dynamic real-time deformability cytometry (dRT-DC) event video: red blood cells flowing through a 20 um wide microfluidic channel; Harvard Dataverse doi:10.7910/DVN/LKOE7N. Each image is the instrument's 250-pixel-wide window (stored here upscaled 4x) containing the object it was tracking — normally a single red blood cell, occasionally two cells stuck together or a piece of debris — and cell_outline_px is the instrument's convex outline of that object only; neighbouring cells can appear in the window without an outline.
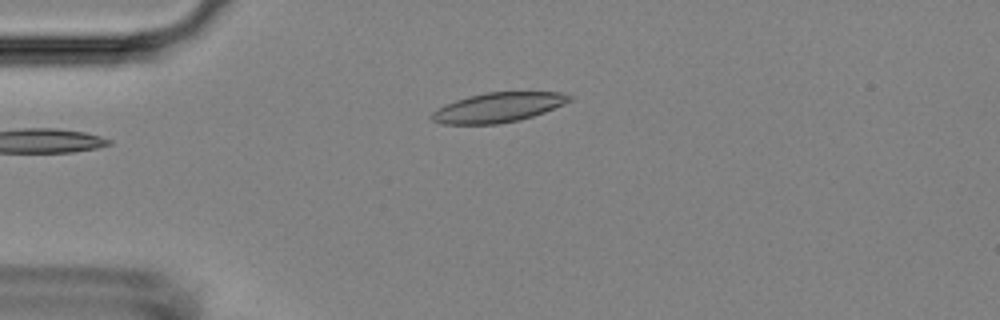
{"species": "Egyptian fruit bat (a non-hibernating species)", "species_latin": "Rousettus aegyptiacus", "temperature_condition": "room temperature", "stored_images_in_passage": 40, "camera_frame_rate_fps": 3000, "um_per_image_px": 0.085, "animal": {"sex": "female"}, "frame": {"image": 1, "passage_image": 1, "time_ms": 0.0, "image_size_px": [1000, 320], "cell_outline_px": [[576, 96], [572, 100], [564, 104], [544, 112], [520, 120], [500, 124], [440, 124], [432, 120], [428, 116], [436, 108], [444, 104], [468, 96], [484, 92], [560, 92]], "centroid_in_image_um": [42.32, 9.13], "position_along_channel_um": 42.7, "area_um2": 24.1}}
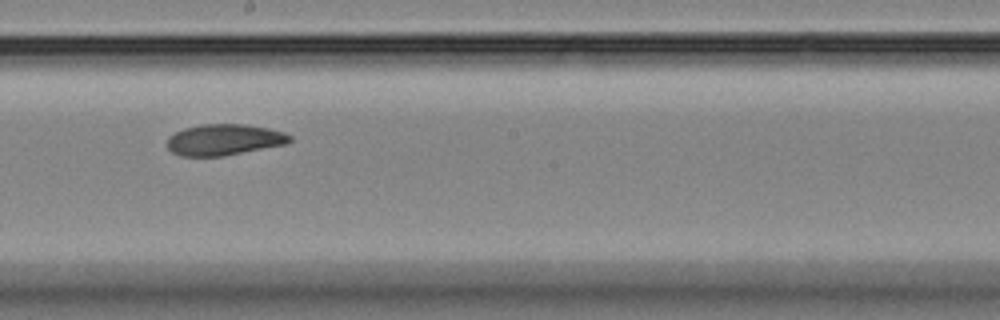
{"frame": {"image": 2, "passage_image": 18, "time_ms": 5.667, "image_size_px": [1000, 320], "cell_outline_px": [[292, 140], [288, 144], [224, 156], [180, 156], [172, 152], [168, 148], [168, 136], [184, 128], [200, 124], [244, 124], [268, 128], [284, 132], [292, 136]], "centroid_in_image_um": [19.08, 11.88], "position_along_channel_um": 229.1, "area_um2": 22.43}}
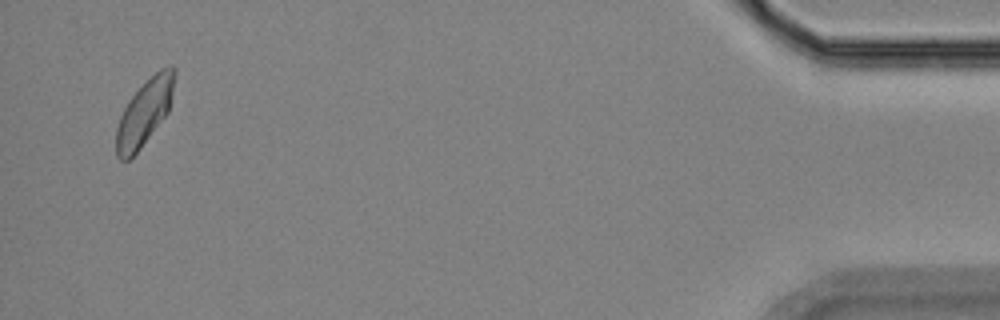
{"frame": {"image": 3, "passage_image": 40, "time_ms": 13.0, "image_size_px": [1000, 320], "cell_outline_px": [[176, 72], [168, 112], [140, 148], [128, 160], [120, 160], [116, 156], [116, 128], [120, 116], [128, 100], [160, 68], [172, 64], [176, 68]], "centroid_in_image_um": [12.28, 9.55], "position_along_channel_um": 422.9, "area_um2": 21.96}, "authors_computed_cell_mechanics": {"area_um2": 22.8021, "velocity_mm_per_s": 3.6989, "shape_relaxation_time_tau1_ms": 4.5723, "shape_relaxation_time_tau2_ms": 4.8851, "deformation_change_tau1": 0.1139, "deformation_change_tau2": 0.0974}}